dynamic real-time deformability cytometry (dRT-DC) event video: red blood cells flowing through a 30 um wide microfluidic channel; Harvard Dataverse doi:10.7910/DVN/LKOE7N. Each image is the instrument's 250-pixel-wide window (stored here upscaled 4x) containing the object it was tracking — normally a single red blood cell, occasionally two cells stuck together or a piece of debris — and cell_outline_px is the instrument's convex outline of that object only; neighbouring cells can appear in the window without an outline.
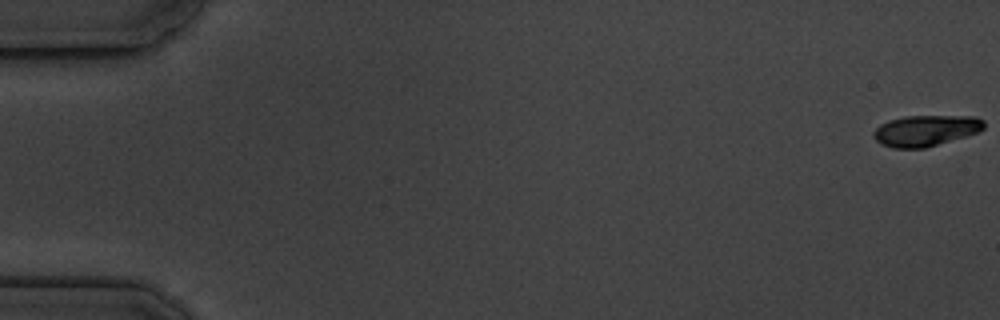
{"species": "common noctule bat (a hibernating species)", "species_latin": "Nyctalus noctula", "temperature_condition": "cold", "stored_images_in_passage": 6, "camera_frame_rate_fps": 3000, "um_per_image_px": 0.085, "animal": {"sex": "male", "body_mass_g": 19.5, "forearm_length_mm": 54.6}, "frame": {"image": 1, "passage_image": 1, "time_ms": 0.0, "image_size_px": [1000, 320], "cell_outline_px": [[984, 128], [976, 132], [964, 136], [924, 148], [892, 148], [880, 144], [876, 140], [872, 132], [880, 124], [888, 120], [904, 116], [976, 116], [984, 120]], "centroid_in_image_um": [78.64, 11.09], "position_along_channel_um": 6.4, "area_um2": 19.83}}
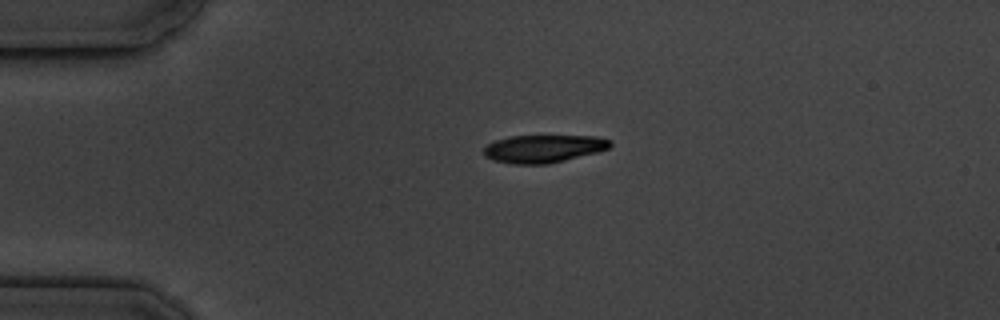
{"frame": {"image": 2, "passage_image": 5, "time_ms": 4.333, "image_size_px": [1000, 320], "cell_outline_px": [[612, 144], [608, 148], [596, 152], [548, 164], [512, 164], [492, 160], [484, 156], [484, 148], [488, 144], [496, 140], [508, 136], [596, 136], [612, 140]], "centroid_in_image_um": [46.17, 12.63], "position_along_channel_um": 38.8, "area_um2": 20.4}}